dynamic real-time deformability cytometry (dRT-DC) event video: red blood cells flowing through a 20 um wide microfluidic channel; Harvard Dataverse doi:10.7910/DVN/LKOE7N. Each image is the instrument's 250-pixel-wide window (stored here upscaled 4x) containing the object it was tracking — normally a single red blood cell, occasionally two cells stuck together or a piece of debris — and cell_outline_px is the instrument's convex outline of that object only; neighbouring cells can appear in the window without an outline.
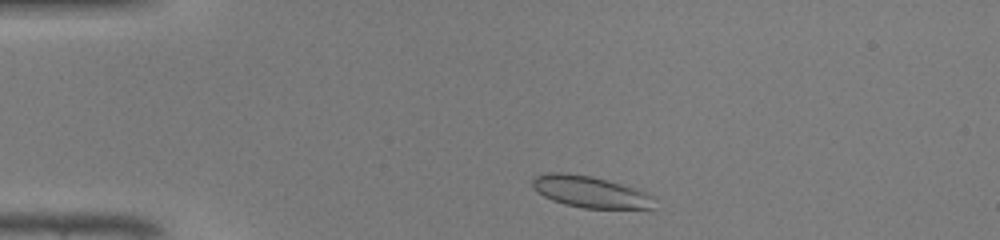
{"species": "common noctule bat (a hibernating species)", "species_latin": "Nyctalus noctula", "temperature_condition": "warm", "stored_images_in_passage": 40, "camera_frame_rate_fps": 3000, "um_per_image_px": 0.085, "animal": {"sex": "male", "body_mass_g": 19.0, "forearm_length_mm": 50.8}, "frame": {"image": 1, "passage_image": 3, "time_ms": 0.667, "image_size_px": [1000, 240], "cell_outline_px": [[656, 208], [584, 208], [564, 204], [552, 200], [544, 196], [532, 188], [532, 180], [536, 176], [544, 172], [560, 172], [592, 176], [608, 180], [636, 188], [656, 196]], "centroid_in_image_um": [50.21, 16.3], "position_along_channel_um": 34.8, "area_um2": 22.72}}
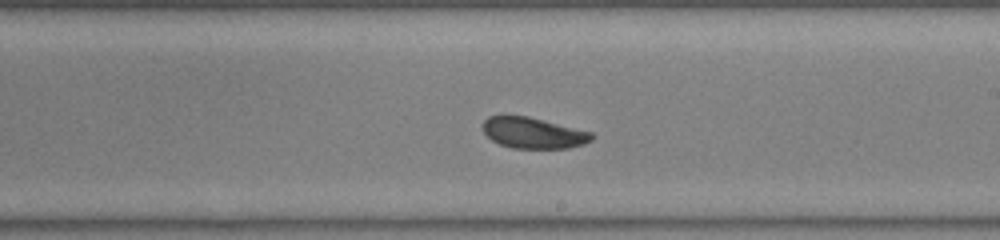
{"frame": {"image": 2, "passage_image": 21, "time_ms": 6.667, "image_size_px": [1000, 240], "cell_outline_px": [[596, 136], [592, 140], [584, 144], [568, 148], [512, 148], [500, 144], [492, 140], [484, 132], [484, 120], [488, 116], [528, 116], [592, 132]], "centroid_in_image_um": [45.37, 11.3], "position_along_channel_um": 243.6, "area_um2": 19.54}}
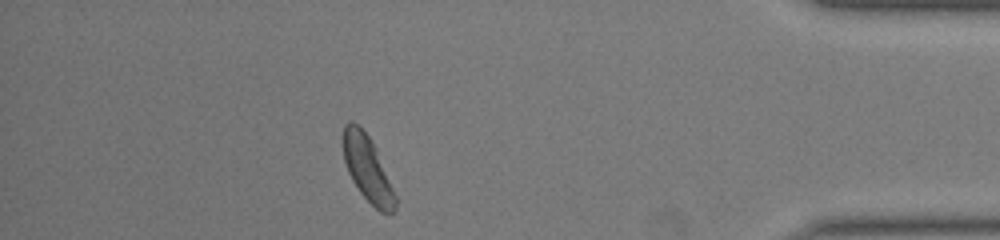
{"frame": {"image": 3, "passage_image": 35, "time_ms": 11.333, "image_size_px": [1000, 240], "cell_outline_px": [[400, 200], [396, 208], [388, 216], [380, 212], [360, 192], [352, 180], [348, 172], [344, 160], [340, 144], [340, 136], [344, 124], [348, 120], [352, 120], [372, 140], [376, 148]], "centroid_in_image_um": [31.25, 14.34], "position_along_channel_um": 404.0, "area_um2": 20.87}, "authors_computed_cell_mechanics": {"area_um2": 20.8947, "velocity_mm_per_s": 4.2816, "shape_relaxation_time_tau1_ms": 1.9901, "shape_relaxation_time_tau2_ms": null, "deformation_change_tau1": 0.0793, "deformation_change_tau2": null}}